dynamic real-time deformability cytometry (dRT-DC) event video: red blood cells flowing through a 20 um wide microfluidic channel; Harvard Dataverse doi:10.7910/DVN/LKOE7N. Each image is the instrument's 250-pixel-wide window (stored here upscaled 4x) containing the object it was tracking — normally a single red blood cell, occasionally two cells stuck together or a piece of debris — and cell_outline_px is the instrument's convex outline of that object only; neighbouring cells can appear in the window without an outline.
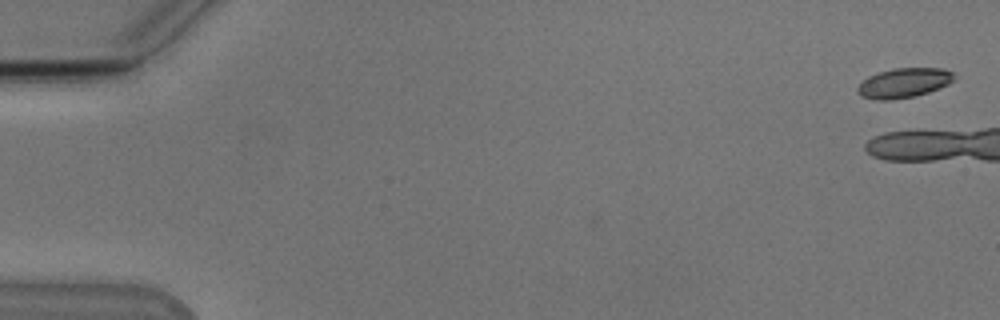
{"species": "Egyptian fruit bat (a non-hibernating species)", "species_latin": "Rousettus aegyptiacus", "temperature_condition": "cold", "stored_images_in_passage": 5, "camera_frame_rate_fps": 3000, "um_per_image_px": 0.085, "animal": {"sex": "male"}, "frame": {"image": 1, "passage_image": 1, "time_ms": 0.0, "image_size_px": [1000, 320], "cell_outline_px": [[952, 80], [948, 84], [928, 92], [912, 96], [888, 100], [876, 100], [860, 96], [856, 88], [868, 76], [892, 68], [944, 68], [952, 72]], "centroid_in_image_um": [76.78, 7.04], "position_along_channel_um": 8.2, "area_um2": 16.42}}